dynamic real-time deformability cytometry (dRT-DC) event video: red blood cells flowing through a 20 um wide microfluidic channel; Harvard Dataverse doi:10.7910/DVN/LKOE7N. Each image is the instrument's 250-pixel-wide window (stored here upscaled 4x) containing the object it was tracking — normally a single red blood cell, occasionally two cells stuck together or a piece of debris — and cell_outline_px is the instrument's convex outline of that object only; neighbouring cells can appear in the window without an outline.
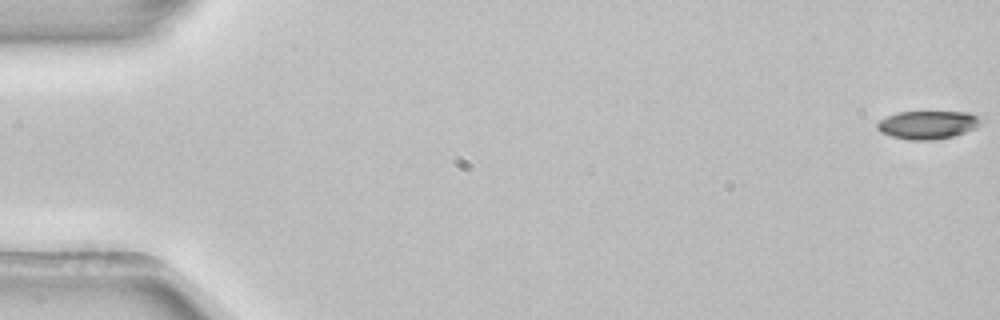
{"species": "common noctule bat (a hibernating species)", "species_latin": "Nyctalus noctula", "temperature_condition": "room temperature", "stored_images_in_passage": 54, "camera_frame_rate_fps": 3000, "um_per_image_px": 0.085, "animal": {"sex": "female", "body_mass_g": 22.7, "forearm_length_mm": 54.2}, "frame": {"image": 1, "passage_image": 1, "time_ms": 0.0, "image_size_px": [1000, 320], "cell_outline_px": [[980, 124], [976, 128], [952, 136], [936, 140], [908, 140], [892, 136], [880, 132], [876, 128], [876, 124], [880, 120], [888, 116], [900, 112], [968, 112], [976, 116], [980, 120]], "centroid_in_image_um": [78.82, 10.62], "position_along_channel_um": 6.2, "area_um2": 16.88}}
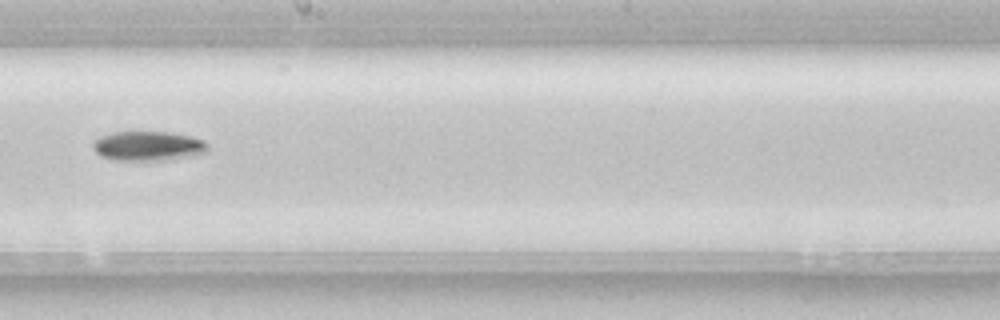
{"frame": {"image": 2, "passage_image": 31, "time_ms": 10.0, "image_size_px": [1000, 320], "cell_outline_px": [[208, 152], [192, 156], [172, 160], [116, 160], [100, 156], [92, 148], [92, 144], [100, 136], [112, 132], [168, 132], [192, 136], [204, 140], [208, 144]], "centroid_in_image_um": [12.62, 12.41], "position_along_channel_um": 235.6, "area_um2": 20.0}}
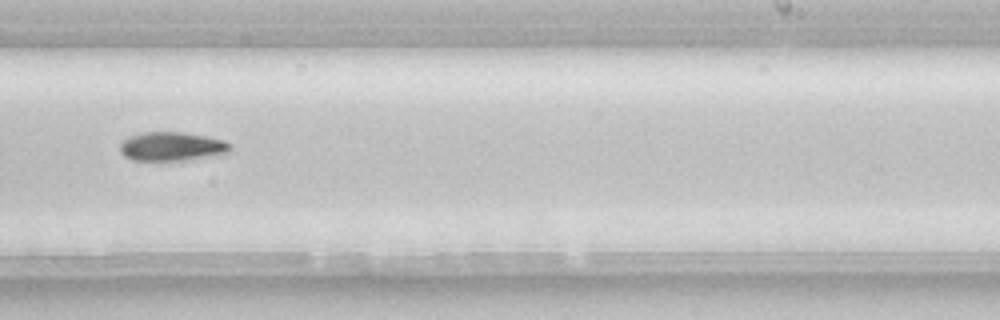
{"frame": {"image": 3, "passage_image": 34, "time_ms": 11.0, "image_size_px": [1000, 320], "cell_outline_px": [[232, 148], [224, 156], [188, 160], [132, 160], [124, 156], [120, 152], [120, 144], [128, 136], [144, 132], [184, 132], [224, 140]], "centroid_in_image_um": [14.64, 12.46], "position_along_channel_um": 274.4, "area_um2": 18.84}, "authors_computed_cell_mechanics": {"area_um2": 18.0336, "velocity_mm_per_s": 3.9111, "shape_relaxation_time_tau1_ms": 5.4927, "shape_relaxation_time_tau2_ms": null, "deformation_change_tau1": 0.1392, "deformation_change_tau2": null}}